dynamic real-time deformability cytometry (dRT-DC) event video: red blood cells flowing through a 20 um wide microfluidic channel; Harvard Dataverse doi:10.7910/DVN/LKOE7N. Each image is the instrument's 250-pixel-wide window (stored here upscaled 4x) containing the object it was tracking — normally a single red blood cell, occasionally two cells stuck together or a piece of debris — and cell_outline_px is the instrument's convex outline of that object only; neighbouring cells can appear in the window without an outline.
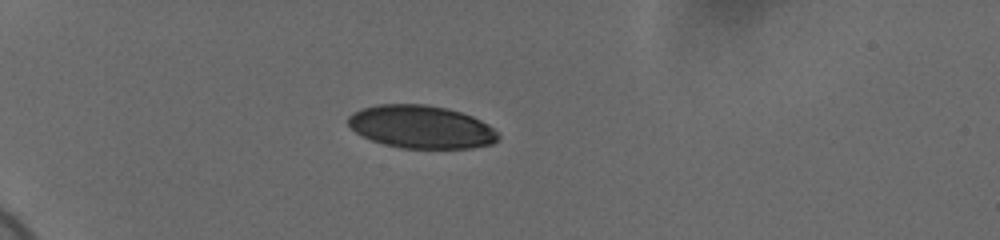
{"species": "human", "species_latin": "Homo sapiens", "temperature_condition": "cold", "stored_images_in_passage": 41, "camera_frame_rate_fps": 3000, "um_per_image_px": 0.085, "donor": {"sex": "female"}, "frame": {"image": 1, "passage_image": 1, "time_ms": 0.0, "image_size_px": [1000, 240], "cell_outline_px": [[500, 136], [492, 144], [472, 148], [400, 148], [384, 144], [372, 140], [356, 132], [348, 124], [348, 116], [352, 112], [376, 104], [424, 104], [448, 108], [472, 116], [488, 124]], "centroid_in_image_um": [35.8, 10.78], "position_along_channel_um": 49.2, "area_um2": 37.45}}
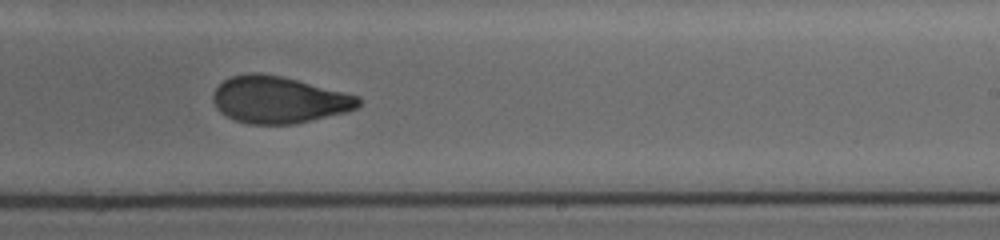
{"frame": {"image": 2, "passage_image": 22, "time_ms": 7.0, "image_size_px": [1000, 240], "cell_outline_px": [[360, 104], [356, 108], [348, 112], [292, 124], [248, 124], [236, 120], [220, 112], [216, 108], [212, 100], [212, 96], [216, 88], [224, 80], [232, 76], [248, 72], [256, 72], [280, 76], [360, 96]], "centroid_in_image_um": [23.68, 8.48], "position_along_channel_um": 265.3, "area_um2": 39.48}}
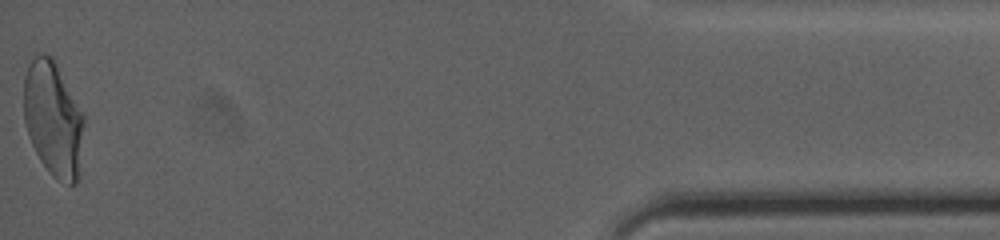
{"frame": {"image": 3, "passage_image": 41, "time_ms": 13.333, "image_size_px": [1000, 240], "cell_outline_px": [[84, 124], [80, 180], [76, 184], [68, 184], [56, 180], [48, 172], [40, 160], [28, 136], [24, 124], [24, 76], [32, 60], [36, 56], [52, 56], [56, 60], [84, 116]], "centroid_in_image_um": [4.55, 10.18], "position_along_channel_um": 430.6, "area_um2": 40.86}, "authors_computed_cell_mechanics": {"area_um2": 39.882, "velocity_mm_per_s": 3.6973, "shape_relaxation_time_tau1_ms": 10.3068, "shape_relaxation_time_tau2_ms": 1.226, "deformation_change_tau1": 0.2546, "deformation_change_tau2": 0.0676}}